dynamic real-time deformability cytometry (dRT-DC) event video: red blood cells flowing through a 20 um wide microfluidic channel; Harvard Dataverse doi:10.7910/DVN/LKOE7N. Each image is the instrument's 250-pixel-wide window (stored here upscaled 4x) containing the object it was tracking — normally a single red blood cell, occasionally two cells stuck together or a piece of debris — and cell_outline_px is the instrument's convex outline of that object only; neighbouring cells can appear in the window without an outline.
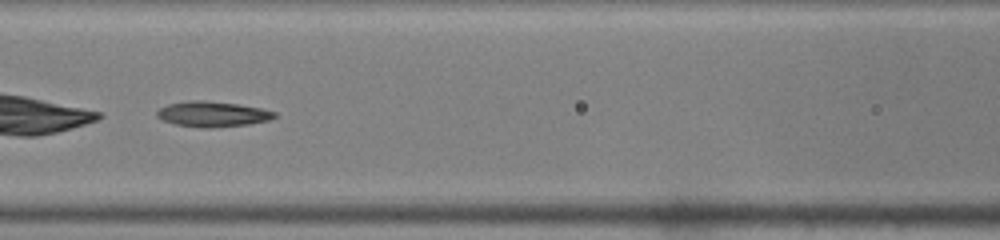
{"species": "common noctule bat (a hibernating species)", "species_latin": "Nyctalus noctula", "temperature_condition": "warm", "stored_images_in_passage": 31, "camera_frame_rate_fps": 3000, "um_per_image_px": 0.085, "animal": {"sex": "male", "body_mass_g": 19.0, "forearm_length_mm": 50.8}, "frame": {"image": 1, "passage_image": 10, "time_ms": 3.0, "image_size_px": [1000, 240], "cell_outline_px": [[276, 116], [268, 120], [248, 124], [208, 128], [204, 128], [176, 124], [164, 120], [156, 116], [156, 112], [160, 108], [168, 104], [192, 100], [204, 100], [236, 104], [260, 108], [276, 112]], "centroid_in_image_um": [18.05, 9.69], "position_along_channel_um": 148.5, "area_um2": 17.11}}
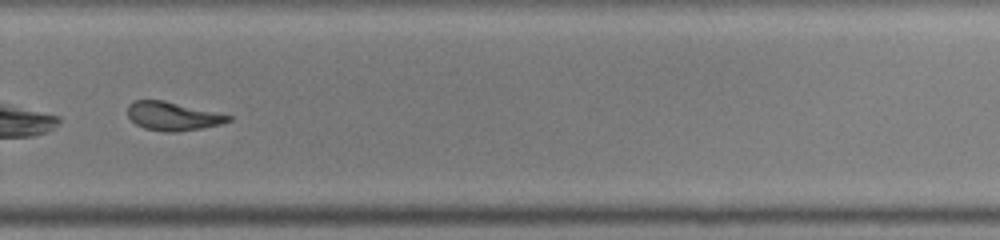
{"frame": {"image": 2, "passage_image": 22, "time_ms": 7.0, "image_size_px": [1000, 240], "cell_outline_px": [[232, 120], [220, 124], [200, 128], [176, 132], [164, 132], [144, 128], [136, 124], [128, 116], [128, 104], [136, 100], [164, 100], [232, 116]], "centroid_in_image_um": [14.66, 9.87], "position_along_channel_um": 315.1, "area_um2": 16.59}, "authors_computed_cell_mechanics": {"area_um2": 17.051, "velocity_mm_per_s": 4.1771, "shape_relaxation_time_tau1_ms": 3.8734, "shape_relaxation_time_tau2_ms": 3.4196, "deformation_change_tau1": 0.1865, "deformation_change_tau2": 0.1105}}